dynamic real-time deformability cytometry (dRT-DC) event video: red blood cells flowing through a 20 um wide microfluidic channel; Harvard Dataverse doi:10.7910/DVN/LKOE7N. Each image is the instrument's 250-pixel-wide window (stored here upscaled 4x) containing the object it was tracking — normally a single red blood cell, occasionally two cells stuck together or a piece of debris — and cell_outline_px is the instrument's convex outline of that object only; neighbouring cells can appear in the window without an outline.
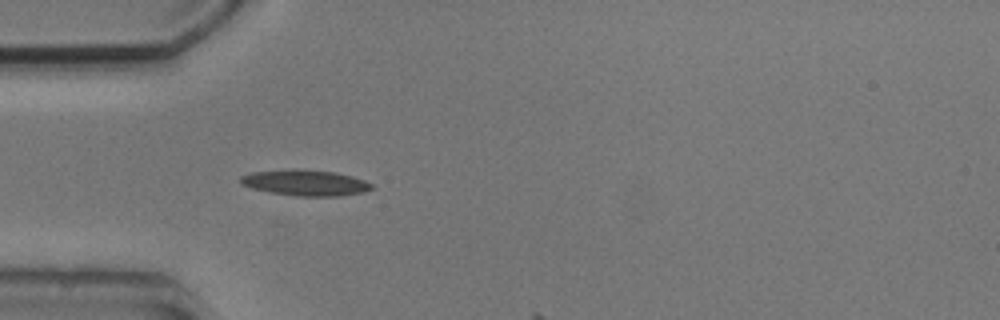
{"species": "common noctule bat (a hibernating species)", "species_latin": "Nyctalus noctula", "temperature_condition": "cold", "stored_images_in_passage": 1, "camera_frame_rate_fps": 3000, "um_per_image_px": 0.085, "animal": {"sex": "male", "body_mass_g": 20.5, "forearm_length_mm": 52.5}, "frame": {"image": 1, "passage_image": 1, "time_ms": 0.0, "image_size_px": [1000, 320], "cell_outline_px": [[372, 188], [364, 192], [340, 196], [296, 196], [272, 192], [252, 188], [240, 184], [240, 176], [252, 172], [292, 168], [296, 168], [336, 172], [352, 176], [364, 180], [372, 184]], "centroid_in_image_um": [25.94, 15.52], "position_along_channel_um": 59.1, "area_um2": 19.88}}